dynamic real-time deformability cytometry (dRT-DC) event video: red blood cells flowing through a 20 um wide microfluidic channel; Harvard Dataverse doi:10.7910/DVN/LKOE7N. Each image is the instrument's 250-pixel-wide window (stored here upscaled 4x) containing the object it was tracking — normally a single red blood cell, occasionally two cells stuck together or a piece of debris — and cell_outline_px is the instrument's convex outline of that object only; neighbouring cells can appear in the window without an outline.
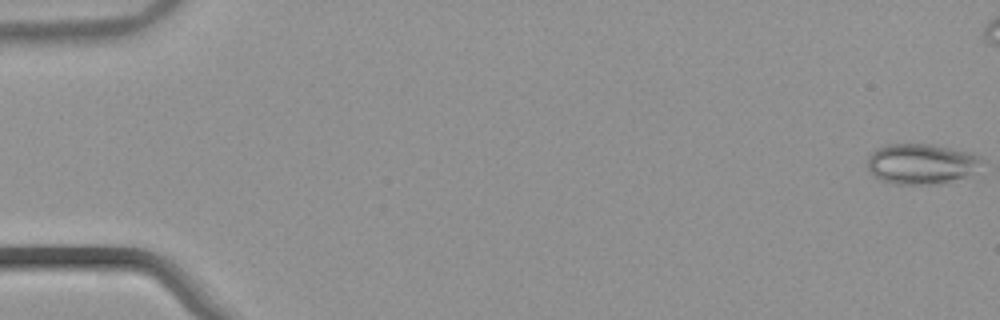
{"species": "common noctule bat (a hibernating species)", "species_latin": "Nyctalus noctula", "temperature_condition": "warm", "stored_images_in_passage": 55, "camera_frame_rate_fps": 3000, "um_per_image_px": 0.085, "animal": {"sex": "male", "body_mass_g": 21.5, "forearm_length_mm": 52.0}, "frame": {"image": 1, "passage_image": 1, "time_ms": 0.0, "image_size_px": [1000, 320], "cell_outline_px": [[984, 160], [968, 176], [936, 184], [896, 184], [880, 180], [872, 176], [868, 168], [868, 156], [876, 148], [888, 144], [928, 144], [972, 152], [980, 156]], "centroid_in_image_um": [78.28, 13.92], "position_along_channel_um": 6.7, "area_um2": 26.93}}
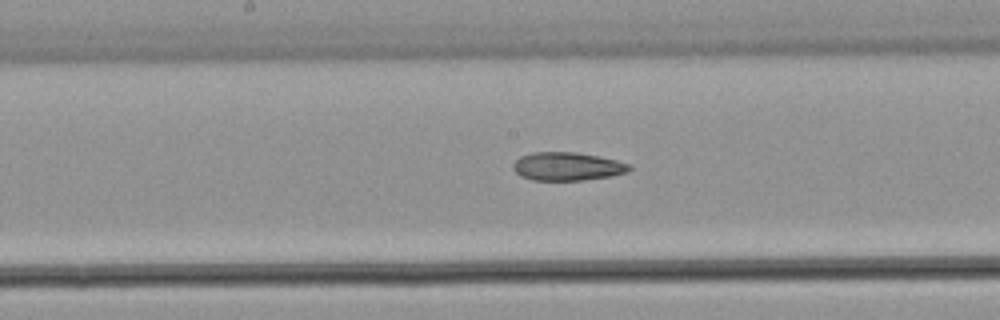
{"frame": {"image": 2, "passage_image": 29, "time_ms": 9.333, "image_size_px": [1000, 320], "cell_outline_px": [[632, 168], [628, 172], [612, 176], [584, 180], [532, 180], [520, 176], [512, 168], [512, 164], [520, 156], [532, 152], [576, 152], [600, 156], [632, 164]], "centroid_in_image_um": [48.24, 14.14], "position_along_channel_um": 200.0, "area_um2": 19.42}}
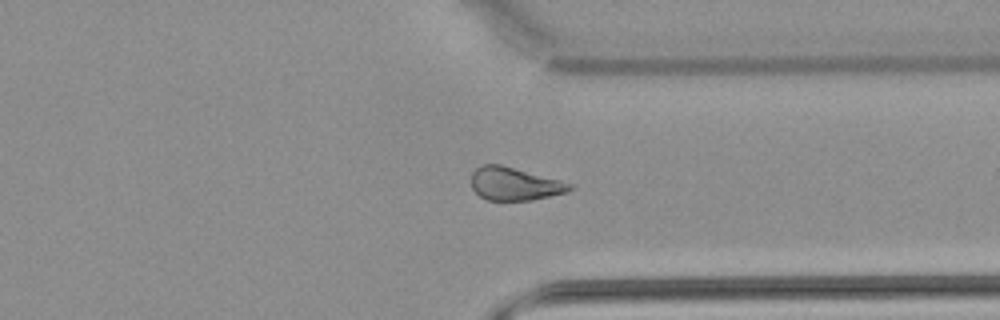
{"frame": {"image": 3, "passage_image": 42, "time_ms": 13.667, "image_size_px": [1000, 320], "cell_outline_px": [[572, 188], [568, 192], [532, 200], [488, 200], [480, 196], [472, 188], [472, 172], [476, 168], [484, 164], [500, 164], [560, 180], [572, 184]], "centroid_in_image_um": [43.73, 15.63], "position_along_channel_um": 367.7, "area_um2": 18.79}, "authors_computed_cell_mechanics": {"area_um2": 20.9236, "velocity_mm_per_s": 3.8787, "shape_relaxation_time_tau1_ms": null, "shape_relaxation_time_tau2_ms": 8.736, "deformation_change_tau1": null, "deformation_change_tau2": 0.1664}}